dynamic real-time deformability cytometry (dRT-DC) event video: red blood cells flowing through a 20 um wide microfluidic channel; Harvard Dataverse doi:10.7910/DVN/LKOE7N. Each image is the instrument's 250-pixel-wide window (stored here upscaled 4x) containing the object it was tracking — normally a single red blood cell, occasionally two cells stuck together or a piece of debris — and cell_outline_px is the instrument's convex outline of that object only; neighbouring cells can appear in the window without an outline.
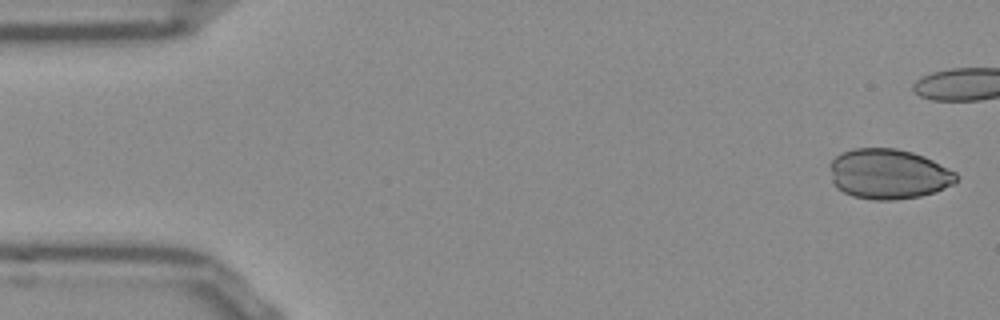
{"species": "Egyptian fruit bat (a non-hibernating species)", "species_latin": "Rousettus aegyptiacus", "temperature_condition": "room temperature", "stored_images_in_passage": 40, "camera_frame_rate_fps": 3000, "um_per_image_px": 0.085, "frame": {"image": 1, "passage_image": 1, "time_ms": 0.0, "image_size_px": [1000, 320], "cell_outline_px": [[960, 176], [952, 184], [936, 192], [920, 196], [896, 200], [872, 200], [852, 196], [836, 188], [832, 180], [828, 164], [836, 156], [844, 152], [856, 148], [896, 148], [912, 152], [924, 156], [956, 172]], "centroid_in_image_um": [75.51, 14.8], "position_along_channel_um": 9.5, "area_um2": 37.11}}